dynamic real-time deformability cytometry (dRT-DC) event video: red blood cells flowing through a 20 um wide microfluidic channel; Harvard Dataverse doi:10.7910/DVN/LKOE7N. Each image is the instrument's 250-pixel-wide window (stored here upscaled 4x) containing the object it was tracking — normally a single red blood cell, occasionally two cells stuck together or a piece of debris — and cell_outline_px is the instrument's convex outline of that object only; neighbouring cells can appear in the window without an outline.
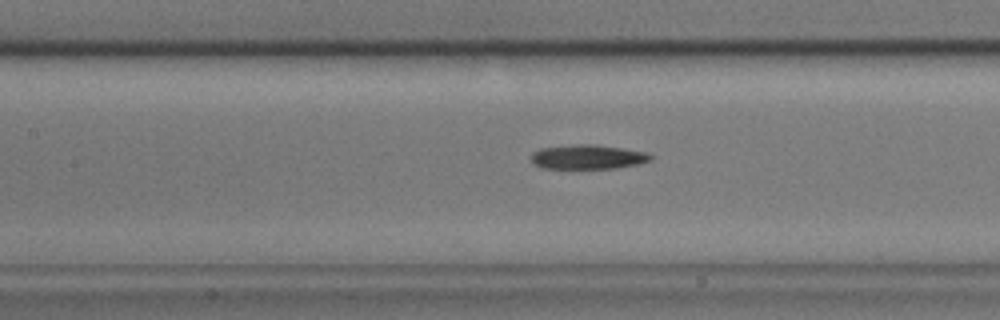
{"species": "common noctule bat (a hibernating species)", "species_latin": "Nyctalus noctula", "temperature_condition": "cold", "stored_images_in_passage": 34, "camera_frame_rate_fps": 3000, "um_per_image_px": 0.085, "animal": {"sex": "male", "body_mass_g": 17.9}, "frame": {"image": 1, "passage_image": 13, "time_ms": 4.0, "image_size_px": [1000, 320], "cell_outline_px": [[652, 160], [636, 164], [616, 168], [540, 168], [532, 164], [532, 152], [540, 148], [576, 144], [596, 144], [648, 152], [652, 156]], "centroid_in_image_um": [49.94, 13.33], "position_along_channel_um": 157.5, "area_um2": 17.05}}
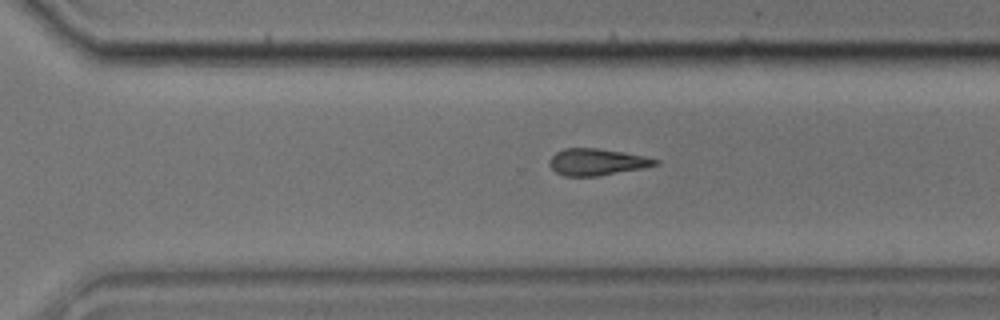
{"frame": {"image": 2, "passage_image": 27, "time_ms": 8.667, "image_size_px": [1000, 320], "cell_outline_px": [[660, 164], [640, 168], [596, 176], [564, 176], [556, 172], [548, 164], [548, 160], [556, 152], [564, 148], [596, 148], [644, 156], [660, 160]], "centroid_in_image_um": [50.69, 13.76], "position_along_channel_um": 319.9, "area_um2": 16.24}}
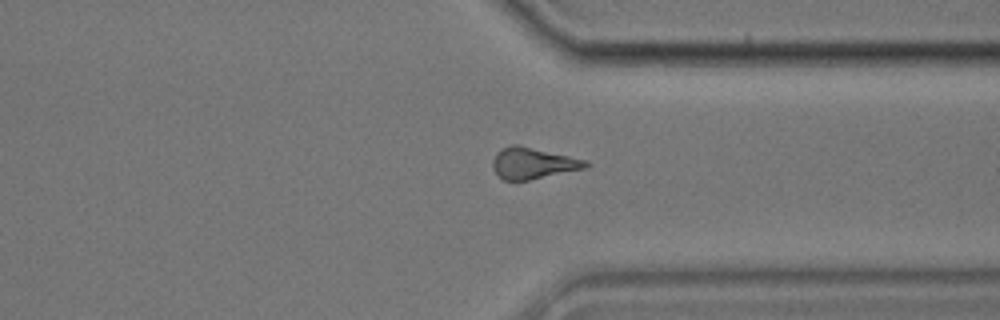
{"frame": {"image": 3, "passage_image": 31, "time_ms": 10.0, "image_size_px": [1000, 320], "cell_outline_px": [[592, 164], [588, 168], [528, 180], [504, 180], [492, 168], [492, 160], [496, 152], [500, 148], [512, 144], [520, 144], [588, 160]], "centroid_in_image_um": [45.34, 13.85], "position_along_channel_um": 366.1, "area_um2": 17.34}}